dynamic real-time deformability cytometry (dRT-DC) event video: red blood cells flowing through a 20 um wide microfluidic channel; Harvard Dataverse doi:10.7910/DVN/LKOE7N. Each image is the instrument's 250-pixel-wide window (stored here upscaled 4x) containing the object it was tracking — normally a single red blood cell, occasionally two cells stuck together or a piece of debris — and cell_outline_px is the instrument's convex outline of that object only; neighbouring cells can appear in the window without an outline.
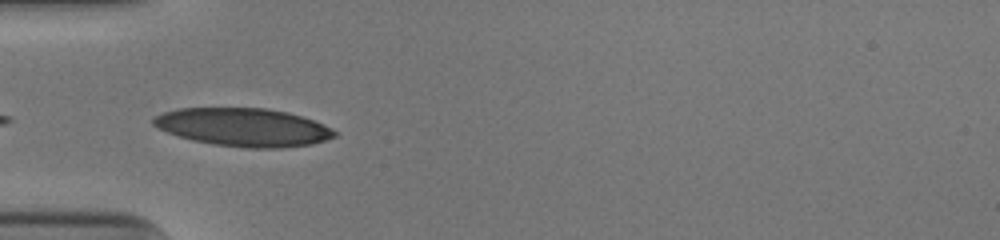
{"species": "human", "species_latin": "Homo sapiens", "temperature_condition": "cold", "stored_images_in_passage": 35, "camera_frame_rate_fps": 3000, "um_per_image_px": 0.085, "donor": {"sex": "male"}, "frame": {"image": 1, "passage_image": 1, "time_ms": 0.0, "image_size_px": [1000, 240], "cell_outline_px": [[336, 136], [312, 144], [280, 148], [244, 148], [212, 144], [192, 140], [168, 132], [152, 124], [152, 120], [156, 116], [164, 112], [180, 108], [264, 108], [288, 112], [324, 124], [332, 128], [336, 132]], "centroid_in_image_um": [20.7, 10.82], "position_along_channel_um": 64.3, "area_um2": 40.11}}
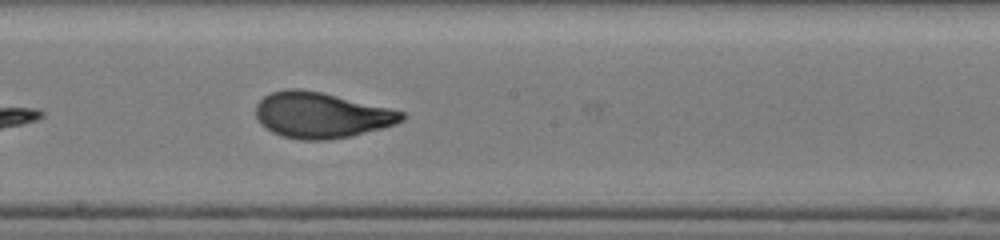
{"frame": {"image": 2, "passage_image": 13, "time_ms": 4.0, "image_size_px": [1000, 240], "cell_outline_px": [[404, 120], [396, 124], [352, 136], [328, 140], [300, 140], [284, 136], [272, 132], [264, 128], [260, 124], [256, 116], [256, 104], [264, 96], [272, 92], [288, 88], [300, 88], [320, 92], [388, 108], [404, 112]], "centroid_in_image_um": [27.27, 9.79], "position_along_channel_um": 220.9, "area_um2": 38.73}}
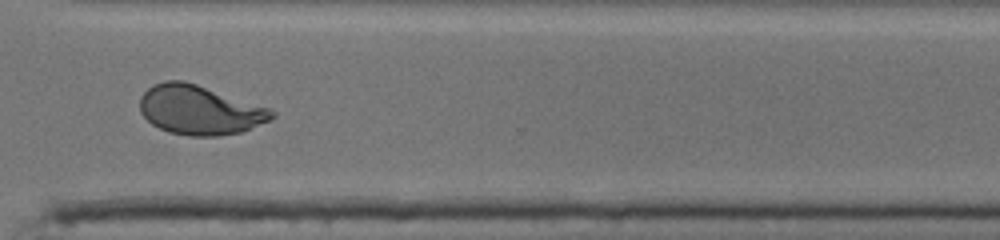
{"frame": {"image": 3, "passage_image": 23, "time_ms": 7.333, "image_size_px": [1000, 240], "cell_outline_px": [[276, 116], [268, 120], [240, 132], [216, 136], [188, 136], [168, 132], [152, 124], [140, 112], [140, 96], [152, 84], [164, 80], [184, 80], [268, 108], [276, 112]], "centroid_in_image_um": [16.91, 9.34], "position_along_channel_um": 353.7, "area_um2": 37.57}, "authors_computed_cell_mechanics": {"area_um2": 38.4948, "velocity_mm_per_s": 3.9713, "shape_relaxation_time_tau1_ms": 4.6348, "shape_relaxation_time_tau2_ms": 0.7486, "deformation_change_tau1": 0.1985, "deformation_change_tau2": 0.067}}